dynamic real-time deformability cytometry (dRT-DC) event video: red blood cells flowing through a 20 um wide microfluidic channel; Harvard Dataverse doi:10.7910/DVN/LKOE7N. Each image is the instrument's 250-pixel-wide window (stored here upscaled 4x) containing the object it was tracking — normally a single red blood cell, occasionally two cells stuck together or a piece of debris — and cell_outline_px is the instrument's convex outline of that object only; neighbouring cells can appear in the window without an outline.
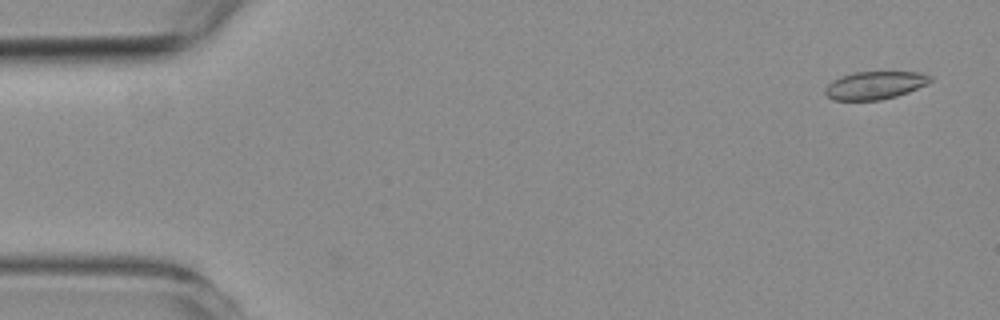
{"species": "common noctule bat (a hibernating species)", "species_latin": "Nyctalus noctula", "temperature_condition": "room temperature", "stored_images_in_passage": 53, "camera_frame_rate_fps": 3000, "um_per_image_px": 0.085, "animal": {"sex": "female", "body_mass_g": 19.3, "forearm_length_mm": 54.1}, "frame": {"image": 1, "passage_image": 3, "time_ms": 0.667, "image_size_px": [1000, 320], "cell_outline_px": [[932, 80], [908, 92], [896, 96], [880, 100], [832, 100], [824, 92], [824, 88], [832, 80], [840, 76], [852, 72], [920, 72], [932, 76]], "centroid_in_image_um": [74.32, 7.24], "position_along_channel_um": 10.7, "area_um2": 17.05}}
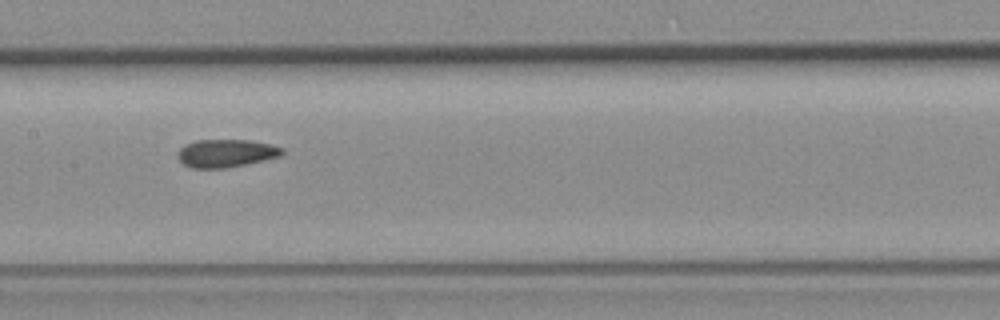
{"frame": {"image": 2, "passage_image": 27, "time_ms": 8.667, "image_size_px": [1000, 320], "cell_outline_px": [[284, 152], [280, 156], [264, 160], [228, 168], [192, 168], [184, 164], [176, 156], [180, 148], [196, 140], [248, 140], [272, 144], [284, 148]], "centroid_in_image_um": [19.23, 13.03], "position_along_channel_um": 188.2, "area_um2": 16.99}}
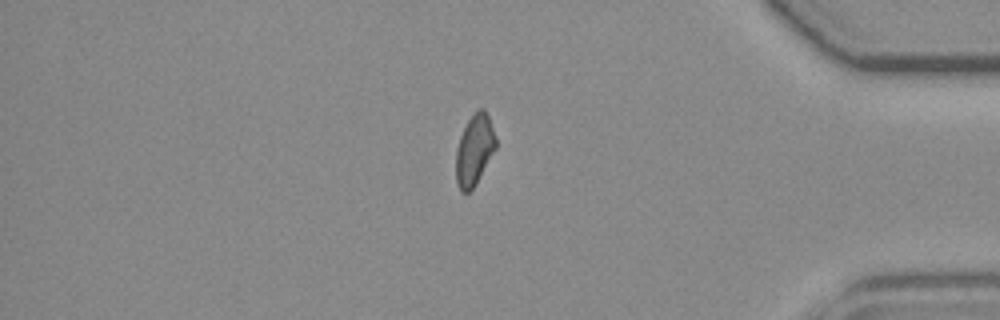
{"frame": {"image": 3, "passage_image": 46, "time_ms": 15.0, "image_size_px": [1000, 320], "cell_outline_px": [[496, 148], [472, 188], [468, 192], [460, 192], [456, 180], [456, 148], [460, 136], [468, 120], [480, 108], [484, 108], [488, 116], [496, 136]], "centroid_in_image_um": [40.31, 12.73], "position_along_channel_um": 394.9, "area_um2": 16.07}, "authors_computed_cell_mechanics": {"area_um2": 17.1088, "velocity_mm_per_s": 3.7856, "shape_relaxation_time_tau1_ms": null, "shape_relaxation_time_tau2_ms": 3.7993, "deformation_change_tau1": null, "deformation_change_tau2": 0.0936}}